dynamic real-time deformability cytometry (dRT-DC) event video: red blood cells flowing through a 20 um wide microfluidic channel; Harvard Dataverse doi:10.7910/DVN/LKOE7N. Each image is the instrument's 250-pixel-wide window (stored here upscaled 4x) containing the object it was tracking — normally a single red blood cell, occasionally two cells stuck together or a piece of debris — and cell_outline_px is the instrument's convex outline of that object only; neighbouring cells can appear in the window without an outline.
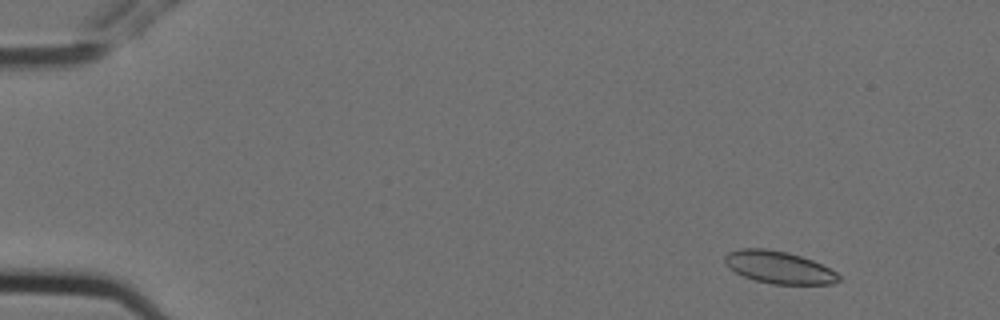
{"species": "Egyptian fruit bat (a non-hibernating species)", "species_latin": "Rousettus aegyptiacus", "temperature_condition": "cold", "stored_images_in_passage": 6, "camera_frame_rate_fps": 3000, "um_per_image_px": 0.085, "animal": {"sex": "female"}, "frame": {"image": 1, "passage_image": 6, "time_ms": 1.667, "image_size_px": [1000, 320], "cell_outline_px": [[840, 280], [832, 284], [772, 284], [756, 280], [744, 276], [728, 268], [724, 264], [724, 256], [728, 252], [740, 248], [764, 248], [788, 252], [812, 260], [836, 272], [840, 276]], "centroid_in_image_um": [66.17, 22.71], "position_along_channel_um": 18.8, "area_um2": 21.44}}